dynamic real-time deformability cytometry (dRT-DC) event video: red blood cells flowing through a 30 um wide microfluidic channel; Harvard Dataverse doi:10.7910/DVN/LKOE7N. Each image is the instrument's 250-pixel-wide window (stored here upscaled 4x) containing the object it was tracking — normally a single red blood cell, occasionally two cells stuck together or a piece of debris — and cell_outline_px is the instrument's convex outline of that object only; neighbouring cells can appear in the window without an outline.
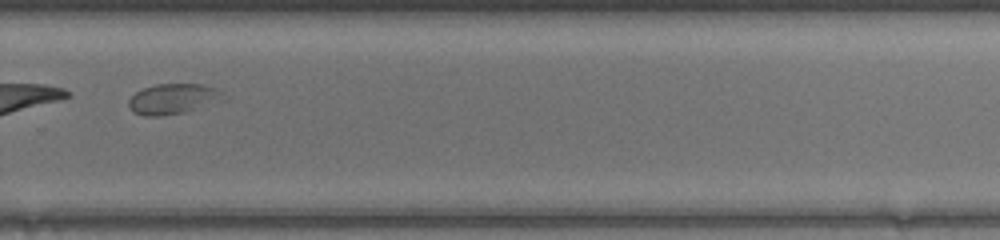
{"species": "common noctule bat (a hibernating species)", "species_latin": "Nyctalus noctula", "temperature_condition": "warm", "stored_images_in_passage": 33, "camera_frame_rate_fps": 3000, "um_per_image_px": 0.085, "animal": {"sex": "female", "body_mass_g": 17.0, "forearm_length_mm": 48.0}, "frame": {"image": 1, "passage_image": 24, "time_ms": 7.667, "image_size_px": [1000, 240], "cell_outline_px": [[220, 92], [192, 108], [184, 112], [160, 116], [144, 116], [132, 112], [128, 104], [128, 100], [136, 92], [144, 88], [156, 84], [204, 84], [216, 88]], "centroid_in_image_um": [14.41, 8.39], "position_along_channel_um": 315.4, "area_um2": 15.37}}